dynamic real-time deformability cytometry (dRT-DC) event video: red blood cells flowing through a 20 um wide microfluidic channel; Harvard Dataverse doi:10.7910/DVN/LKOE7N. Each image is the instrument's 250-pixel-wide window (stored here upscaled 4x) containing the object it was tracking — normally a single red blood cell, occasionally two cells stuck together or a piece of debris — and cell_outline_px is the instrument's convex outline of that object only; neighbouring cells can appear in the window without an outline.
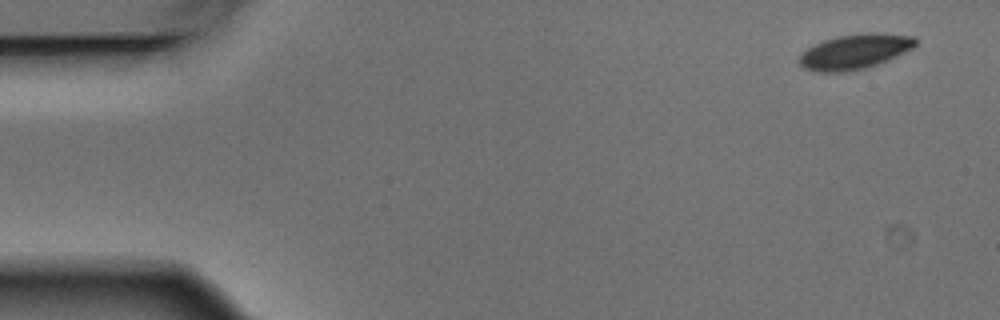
{"species": "Egyptian fruit bat (a non-hibernating species)", "species_latin": "Rousettus aegyptiacus", "temperature_condition": "warm", "stored_images_in_passage": 5, "camera_frame_rate_fps": 3000, "um_per_image_px": 0.085, "animal": {"sex": "male"}, "frame": {"image": 1, "passage_image": 1, "time_ms": 0.0, "image_size_px": [1000, 320], "cell_outline_px": [[916, 44], [912, 48], [888, 60], [864, 68], [844, 72], [816, 72], [804, 68], [800, 64], [800, 56], [808, 48], [824, 40], [836, 36], [860, 32], [876, 32], [916, 36]], "centroid_in_image_um": [72.68, 4.37], "position_along_channel_um": 12.3, "area_um2": 23.64}}
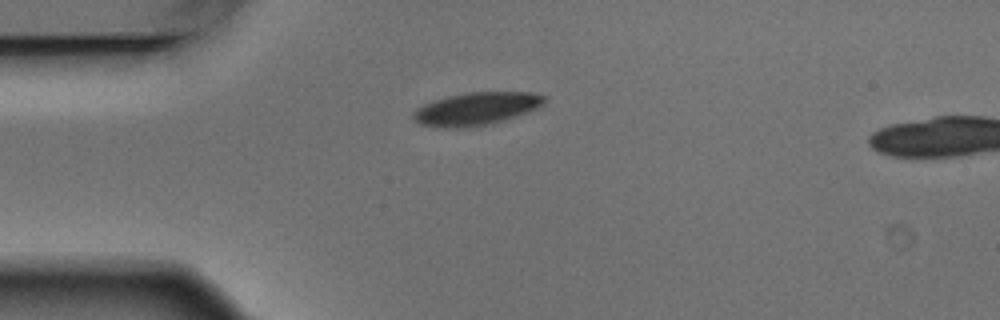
{"frame": {"image": 2, "passage_image": 4, "time_ms": 1.0, "image_size_px": [1000, 320], "cell_outline_px": [[544, 104], [528, 112], [504, 120], [488, 124], [464, 128], [444, 128], [420, 124], [412, 116], [412, 112], [416, 108], [424, 104], [448, 96], [468, 92], [532, 92], [544, 96]], "centroid_in_image_um": [40.47, 9.25], "position_along_channel_um": 44.5, "area_um2": 24.91}}